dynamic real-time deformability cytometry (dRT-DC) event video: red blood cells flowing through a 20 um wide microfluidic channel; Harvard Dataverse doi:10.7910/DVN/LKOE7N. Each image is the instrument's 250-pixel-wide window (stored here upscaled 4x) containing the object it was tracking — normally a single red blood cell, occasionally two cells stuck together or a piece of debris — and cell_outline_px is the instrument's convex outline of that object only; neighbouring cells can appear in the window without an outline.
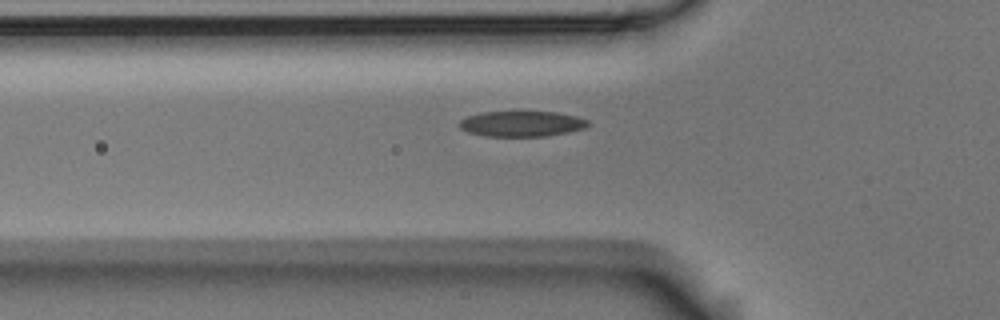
{"species": "Egyptian fruit bat (a non-hibernating species)", "species_latin": "Rousettus aegyptiacus", "temperature_condition": "room temperature", "stored_images_in_passage": 36, "camera_frame_rate_fps": 3000, "um_per_image_px": 0.085, "animal": {"sex": "male"}, "frame": {"image": 1, "passage_image": 2, "time_ms": 0.333, "image_size_px": [1000, 320], "cell_outline_px": [[588, 124], [584, 128], [544, 136], [484, 136], [468, 132], [460, 128], [460, 120], [468, 116], [480, 112], [524, 108], [556, 112], [576, 116], [588, 120]], "centroid_in_image_um": [44.3, 10.45], "position_along_channel_um": 81.5, "area_um2": 19.94}}
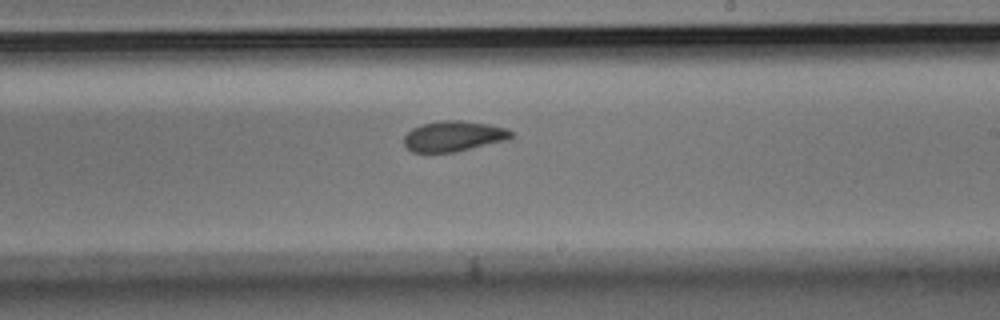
{"frame": {"image": 2, "passage_image": 16, "time_ms": 5.0, "image_size_px": [1000, 320], "cell_outline_px": [[512, 136], [508, 140], [456, 152], [412, 152], [404, 144], [404, 136], [412, 128], [420, 124], [440, 120], [460, 120], [488, 124], [508, 128], [512, 132]], "centroid_in_image_um": [38.56, 11.57], "position_along_channel_um": 250.4, "area_um2": 19.19}}
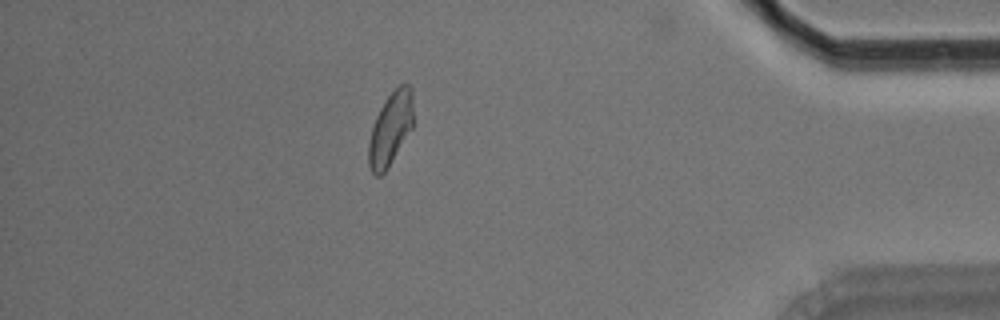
{"frame": {"image": 3, "passage_image": 32, "time_ms": 10.333, "image_size_px": [1000, 320], "cell_outline_px": [[412, 128], [388, 168], [380, 176], [376, 176], [372, 172], [368, 164], [368, 144], [372, 128], [376, 116], [380, 108], [388, 96], [400, 84], [408, 84], [412, 88]], "centroid_in_image_um": [33.18, 10.97], "position_along_channel_um": 402.0, "area_um2": 18.84}}